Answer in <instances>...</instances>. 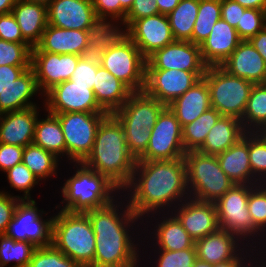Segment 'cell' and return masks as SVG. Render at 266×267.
<instances>
[{
  "label": "cell",
  "mask_w": 266,
  "mask_h": 267,
  "mask_svg": "<svg viewBox=\"0 0 266 267\" xmlns=\"http://www.w3.org/2000/svg\"><path fill=\"white\" fill-rule=\"evenodd\" d=\"M27 267H82L53 245L37 248Z\"/></svg>",
  "instance_id": "42"
},
{
  "label": "cell",
  "mask_w": 266,
  "mask_h": 267,
  "mask_svg": "<svg viewBox=\"0 0 266 267\" xmlns=\"http://www.w3.org/2000/svg\"><path fill=\"white\" fill-rule=\"evenodd\" d=\"M78 166H77V165ZM76 171L61 188L64 204L62 211L69 213H85L103 208L115 201L116 193L121 190L106 176L85 166L75 163ZM115 194V196H114Z\"/></svg>",
  "instance_id": "4"
},
{
  "label": "cell",
  "mask_w": 266,
  "mask_h": 267,
  "mask_svg": "<svg viewBox=\"0 0 266 267\" xmlns=\"http://www.w3.org/2000/svg\"><path fill=\"white\" fill-rule=\"evenodd\" d=\"M37 248L26 241H15L0 235V267L15 262L12 267H27Z\"/></svg>",
  "instance_id": "40"
},
{
  "label": "cell",
  "mask_w": 266,
  "mask_h": 267,
  "mask_svg": "<svg viewBox=\"0 0 266 267\" xmlns=\"http://www.w3.org/2000/svg\"><path fill=\"white\" fill-rule=\"evenodd\" d=\"M33 144L53 153L59 159L66 155L64 134L55 114L49 113L45 119H37Z\"/></svg>",
  "instance_id": "34"
},
{
  "label": "cell",
  "mask_w": 266,
  "mask_h": 267,
  "mask_svg": "<svg viewBox=\"0 0 266 267\" xmlns=\"http://www.w3.org/2000/svg\"><path fill=\"white\" fill-rule=\"evenodd\" d=\"M198 9L199 0H181L167 15L175 40L192 42V32Z\"/></svg>",
  "instance_id": "35"
},
{
  "label": "cell",
  "mask_w": 266,
  "mask_h": 267,
  "mask_svg": "<svg viewBox=\"0 0 266 267\" xmlns=\"http://www.w3.org/2000/svg\"><path fill=\"white\" fill-rule=\"evenodd\" d=\"M220 66L229 74L254 84L266 83V63L248 40H242Z\"/></svg>",
  "instance_id": "23"
},
{
  "label": "cell",
  "mask_w": 266,
  "mask_h": 267,
  "mask_svg": "<svg viewBox=\"0 0 266 267\" xmlns=\"http://www.w3.org/2000/svg\"><path fill=\"white\" fill-rule=\"evenodd\" d=\"M264 28L263 10L247 8L236 27L241 40H249Z\"/></svg>",
  "instance_id": "48"
},
{
  "label": "cell",
  "mask_w": 266,
  "mask_h": 267,
  "mask_svg": "<svg viewBox=\"0 0 266 267\" xmlns=\"http://www.w3.org/2000/svg\"><path fill=\"white\" fill-rule=\"evenodd\" d=\"M145 153L137 161H160L183 158L186 151L180 122L166 106L151 129Z\"/></svg>",
  "instance_id": "13"
},
{
  "label": "cell",
  "mask_w": 266,
  "mask_h": 267,
  "mask_svg": "<svg viewBox=\"0 0 266 267\" xmlns=\"http://www.w3.org/2000/svg\"><path fill=\"white\" fill-rule=\"evenodd\" d=\"M263 23L264 29H266V6L263 8Z\"/></svg>",
  "instance_id": "66"
},
{
  "label": "cell",
  "mask_w": 266,
  "mask_h": 267,
  "mask_svg": "<svg viewBox=\"0 0 266 267\" xmlns=\"http://www.w3.org/2000/svg\"><path fill=\"white\" fill-rule=\"evenodd\" d=\"M81 57L74 54L31 52L30 67L43 97L55 85L70 79Z\"/></svg>",
  "instance_id": "16"
},
{
  "label": "cell",
  "mask_w": 266,
  "mask_h": 267,
  "mask_svg": "<svg viewBox=\"0 0 266 267\" xmlns=\"http://www.w3.org/2000/svg\"><path fill=\"white\" fill-rule=\"evenodd\" d=\"M221 18V0H199L198 14L192 32V43L200 45Z\"/></svg>",
  "instance_id": "39"
},
{
  "label": "cell",
  "mask_w": 266,
  "mask_h": 267,
  "mask_svg": "<svg viewBox=\"0 0 266 267\" xmlns=\"http://www.w3.org/2000/svg\"><path fill=\"white\" fill-rule=\"evenodd\" d=\"M39 107L2 113L0 115V143L26 147L33 143Z\"/></svg>",
  "instance_id": "22"
},
{
  "label": "cell",
  "mask_w": 266,
  "mask_h": 267,
  "mask_svg": "<svg viewBox=\"0 0 266 267\" xmlns=\"http://www.w3.org/2000/svg\"><path fill=\"white\" fill-rule=\"evenodd\" d=\"M55 114L60 122L70 163H82L90 154L101 122L107 113L65 112Z\"/></svg>",
  "instance_id": "10"
},
{
  "label": "cell",
  "mask_w": 266,
  "mask_h": 267,
  "mask_svg": "<svg viewBox=\"0 0 266 267\" xmlns=\"http://www.w3.org/2000/svg\"><path fill=\"white\" fill-rule=\"evenodd\" d=\"M165 107L164 103L140 91L133 92L112 114L121 123L128 150L136 161L145 153L151 129Z\"/></svg>",
  "instance_id": "5"
},
{
  "label": "cell",
  "mask_w": 266,
  "mask_h": 267,
  "mask_svg": "<svg viewBox=\"0 0 266 267\" xmlns=\"http://www.w3.org/2000/svg\"><path fill=\"white\" fill-rule=\"evenodd\" d=\"M256 134H258L264 141H266V122L263 123L256 131Z\"/></svg>",
  "instance_id": "62"
},
{
  "label": "cell",
  "mask_w": 266,
  "mask_h": 267,
  "mask_svg": "<svg viewBox=\"0 0 266 267\" xmlns=\"http://www.w3.org/2000/svg\"><path fill=\"white\" fill-rule=\"evenodd\" d=\"M252 46L260 53L266 63V29H262L255 36L248 40Z\"/></svg>",
  "instance_id": "56"
},
{
  "label": "cell",
  "mask_w": 266,
  "mask_h": 267,
  "mask_svg": "<svg viewBox=\"0 0 266 267\" xmlns=\"http://www.w3.org/2000/svg\"><path fill=\"white\" fill-rule=\"evenodd\" d=\"M248 211L253 224L261 231L266 232V184L256 185L250 192L247 201ZM265 231V232H264Z\"/></svg>",
  "instance_id": "44"
},
{
  "label": "cell",
  "mask_w": 266,
  "mask_h": 267,
  "mask_svg": "<svg viewBox=\"0 0 266 267\" xmlns=\"http://www.w3.org/2000/svg\"><path fill=\"white\" fill-rule=\"evenodd\" d=\"M33 199H20L4 235L15 241H26L36 248L52 245L54 216L43 219Z\"/></svg>",
  "instance_id": "11"
},
{
  "label": "cell",
  "mask_w": 266,
  "mask_h": 267,
  "mask_svg": "<svg viewBox=\"0 0 266 267\" xmlns=\"http://www.w3.org/2000/svg\"><path fill=\"white\" fill-rule=\"evenodd\" d=\"M117 202L118 200L115 199L103 208L85 212L95 234L94 262L90 267H136L140 265L138 252L141 251H139L138 244H134L135 240L133 241L134 238L130 235L132 232L129 229L132 226L135 230L133 224L135 225L141 219L131 210L128 201L125 203L121 200L119 204Z\"/></svg>",
  "instance_id": "2"
},
{
  "label": "cell",
  "mask_w": 266,
  "mask_h": 267,
  "mask_svg": "<svg viewBox=\"0 0 266 267\" xmlns=\"http://www.w3.org/2000/svg\"><path fill=\"white\" fill-rule=\"evenodd\" d=\"M239 3L242 7L250 9H259L263 10L266 6V0H233Z\"/></svg>",
  "instance_id": "59"
},
{
  "label": "cell",
  "mask_w": 266,
  "mask_h": 267,
  "mask_svg": "<svg viewBox=\"0 0 266 267\" xmlns=\"http://www.w3.org/2000/svg\"><path fill=\"white\" fill-rule=\"evenodd\" d=\"M19 200V195L12 196L5 191H0V235L5 233Z\"/></svg>",
  "instance_id": "51"
},
{
  "label": "cell",
  "mask_w": 266,
  "mask_h": 267,
  "mask_svg": "<svg viewBox=\"0 0 266 267\" xmlns=\"http://www.w3.org/2000/svg\"><path fill=\"white\" fill-rule=\"evenodd\" d=\"M260 258H261V259H260ZM260 258H258V259H259V260H258V259H256V257H255V258L253 257V259H251V261H249L248 264L245 265L244 267H252V266L255 265V264H256L255 267H257V266H258V267H266V262H263V261H264L263 258H266V257H265V256H264V257L261 256ZM254 259H255V260H254ZM257 260H258V262H257ZM261 260H262V261H261ZM255 261H256V262H255ZM260 261H261L262 264L260 263ZM251 262H252V263H251ZM254 262H255V263H254ZM250 263H251V264H250ZM258 263H259L260 265H259ZM257 264H258V265H257ZM253 267H254V266H253Z\"/></svg>",
  "instance_id": "61"
},
{
  "label": "cell",
  "mask_w": 266,
  "mask_h": 267,
  "mask_svg": "<svg viewBox=\"0 0 266 267\" xmlns=\"http://www.w3.org/2000/svg\"><path fill=\"white\" fill-rule=\"evenodd\" d=\"M22 1L33 2V3H41V4H44V5L48 6L52 0H22Z\"/></svg>",
  "instance_id": "65"
},
{
  "label": "cell",
  "mask_w": 266,
  "mask_h": 267,
  "mask_svg": "<svg viewBox=\"0 0 266 267\" xmlns=\"http://www.w3.org/2000/svg\"><path fill=\"white\" fill-rule=\"evenodd\" d=\"M52 245L82 267H90L94 262L95 234L89 217L60 210L54 215Z\"/></svg>",
  "instance_id": "6"
},
{
  "label": "cell",
  "mask_w": 266,
  "mask_h": 267,
  "mask_svg": "<svg viewBox=\"0 0 266 267\" xmlns=\"http://www.w3.org/2000/svg\"><path fill=\"white\" fill-rule=\"evenodd\" d=\"M120 1V4H121V7L126 11L128 12L130 9H131V6L134 2V0H119Z\"/></svg>",
  "instance_id": "63"
},
{
  "label": "cell",
  "mask_w": 266,
  "mask_h": 267,
  "mask_svg": "<svg viewBox=\"0 0 266 267\" xmlns=\"http://www.w3.org/2000/svg\"><path fill=\"white\" fill-rule=\"evenodd\" d=\"M23 152L24 147L0 143V170L6 172L22 163Z\"/></svg>",
  "instance_id": "53"
},
{
  "label": "cell",
  "mask_w": 266,
  "mask_h": 267,
  "mask_svg": "<svg viewBox=\"0 0 266 267\" xmlns=\"http://www.w3.org/2000/svg\"><path fill=\"white\" fill-rule=\"evenodd\" d=\"M222 115L214 108L201 114L182 128L185 151H196L205 141L208 132Z\"/></svg>",
  "instance_id": "37"
},
{
  "label": "cell",
  "mask_w": 266,
  "mask_h": 267,
  "mask_svg": "<svg viewBox=\"0 0 266 267\" xmlns=\"http://www.w3.org/2000/svg\"><path fill=\"white\" fill-rule=\"evenodd\" d=\"M221 169L237 185L261 184L253 176L249 161L248 132L236 144L216 155Z\"/></svg>",
  "instance_id": "27"
},
{
  "label": "cell",
  "mask_w": 266,
  "mask_h": 267,
  "mask_svg": "<svg viewBox=\"0 0 266 267\" xmlns=\"http://www.w3.org/2000/svg\"><path fill=\"white\" fill-rule=\"evenodd\" d=\"M192 267H212V264L207 263L197 258L194 264L192 265Z\"/></svg>",
  "instance_id": "64"
},
{
  "label": "cell",
  "mask_w": 266,
  "mask_h": 267,
  "mask_svg": "<svg viewBox=\"0 0 266 267\" xmlns=\"http://www.w3.org/2000/svg\"><path fill=\"white\" fill-rule=\"evenodd\" d=\"M247 251L250 252L248 247L237 258L223 262V263L212 264V267H244L246 264H248L247 262L251 261L250 259H247V257L248 258L253 257V254H250Z\"/></svg>",
  "instance_id": "57"
},
{
  "label": "cell",
  "mask_w": 266,
  "mask_h": 267,
  "mask_svg": "<svg viewBox=\"0 0 266 267\" xmlns=\"http://www.w3.org/2000/svg\"><path fill=\"white\" fill-rule=\"evenodd\" d=\"M242 40L236 28L220 18L209 36L200 44L201 56L209 66H220L238 47Z\"/></svg>",
  "instance_id": "25"
},
{
  "label": "cell",
  "mask_w": 266,
  "mask_h": 267,
  "mask_svg": "<svg viewBox=\"0 0 266 267\" xmlns=\"http://www.w3.org/2000/svg\"><path fill=\"white\" fill-rule=\"evenodd\" d=\"M30 66H0V93L10 88L15 79L21 76Z\"/></svg>",
  "instance_id": "55"
},
{
  "label": "cell",
  "mask_w": 266,
  "mask_h": 267,
  "mask_svg": "<svg viewBox=\"0 0 266 267\" xmlns=\"http://www.w3.org/2000/svg\"><path fill=\"white\" fill-rule=\"evenodd\" d=\"M98 58L100 65L126 84L133 92L143 91L146 58L130 38L119 46L105 50Z\"/></svg>",
  "instance_id": "12"
},
{
  "label": "cell",
  "mask_w": 266,
  "mask_h": 267,
  "mask_svg": "<svg viewBox=\"0 0 266 267\" xmlns=\"http://www.w3.org/2000/svg\"><path fill=\"white\" fill-rule=\"evenodd\" d=\"M6 175L11 188L24 192L23 196H19V199H32L30 191L39 183V180L27 166L23 163L17 164L6 171Z\"/></svg>",
  "instance_id": "45"
},
{
  "label": "cell",
  "mask_w": 266,
  "mask_h": 267,
  "mask_svg": "<svg viewBox=\"0 0 266 267\" xmlns=\"http://www.w3.org/2000/svg\"><path fill=\"white\" fill-rule=\"evenodd\" d=\"M183 128L211 108L210 90L204 77L169 105Z\"/></svg>",
  "instance_id": "28"
},
{
  "label": "cell",
  "mask_w": 266,
  "mask_h": 267,
  "mask_svg": "<svg viewBox=\"0 0 266 267\" xmlns=\"http://www.w3.org/2000/svg\"><path fill=\"white\" fill-rule=\"evenodd\" d=\"M247 8L233 0H221V18L236 28Z\"/></svg>",
  "instance_id": "54"
},
{
  "label": "cell",
  "mask_w": 266,
  "mask_h": 267,
  "mask_svg": "<svg viewBox=\"0 0 266 267\" xmlns=\"http://www.w3.org/2000/svg\"><path fill=\"white\" fill-rule=\"evenodd\" d=\"M248 152L253 176L266 184V141L255 132H248Z\"/></svg>",
  "instance_id": "41"
},
{
  "label": "cell",
  "mask_w": 266,
  "mask_h": 267,
  "mask_svg": "<svg viewBox=\"0 0 266 267\" xmlns=\"http://www.w3.org/2000/svg\"><path fill=\"white\" fill-rule=\"evenodd\" d=\"M44 96V109L49 113H106L96 101L91 86L76 85L70 80L55 85Z\"/></svg>",
  "instance_id": "15"
},
{
  "label": "cell",
  "mask_w": 266,
  "mask_h": 267,
  "mask_svg": "<svg viewBox=\"0 0 266 267\" xmlns=\"http://www.w3.org/2000/svg\"><path fill=\"white\" fill-rule=\"evenodd\" d=\"M106 176L121 191L130 183L136 165L121 123L109 114L98 127L90 154L82 162Z\"/></svg>",
  "instance_id": "3"
},
{
  "label": "cell",
  "mask_w": 266,
  "mask_h": 267,
  "mask_svg": "<svg viewBox=\"0 0 266 267\" xmlns=\"http://www.w3.org/2000/svg\"><path fill=\"white\" fill-rule=\"evenodd\" d=\"M170 212L178 218L195 242L220 228L215 202L189 197Z\"/></svg>",
  "instance_id": "19"
},
{
  "label": "cell",
  "mask_w": 266,
  "mask_h": 267,
  "mask_svg": "<svg viewBox=\"0 0 266 267\" xmlns=\"http://www.w3.org/2000/svg\"><path fill=\"white\" fill-rule=\"evenodd\" d=\"M95 14L116 18L123 22L127 12L121 7L119 0H92Z\"/></svg>",
  "instance_id": "52"
},
{
  "label": "cell",
  "mask_w": 266,
  "mask_h": 267,
  "mask_svg": "<svg viewBox=\"0 0 266 267\" xmlns=\"http://www.w3.org/2000/svg\"><path fill=\"white\" fill-rule=\"evenodd\" d=\"M93 91L99 106L107 114L115 113L133 93L126 84L100 65V62L98 63Z\"/></svg>",
  "instance_id": "29"
},
{
  "label": "cell",
  "mask_w": 266,
  "mask_h": 267,
  "mask_svg": "<svg viewBox=\"0 0 266 267\" xmlns=\"http://www.w3.org/2000/svg\"><path fill=\"white\" fill-rule=\"evenodd\" d=\"M60 159L40 146L29 144L24 147L22 163L37 177L39 181L57 176ZM56 174V175H55Z\"/></svg>",
  "instance_id": "36"
},
{
  "label": "cell",
  "mask_w": 266,
  "mask_h": 267,
  "mask_svg": "<svg viewBox=\"0 0 266 267\" xmlns=\"http://www.w3.org/2000/svg\"><path fill=\"white\" fill-rule=\"evenodd\" d=\"M205 72L146 69L143 91L168 106L198 82L205 75Z\"/></svg>",
  "instance_id": "14"
},
{
  "label": "cell",
  "mask_w": 266,
  "mask_h": 267,
  "mask_svg": "<svg viewBox=\"0 0 266 267\" xmlns=\"http://www.w3.org/2000/svg\"><path fill=\"white\" fill-rule=\"evenodd\" d=\"M159 14L155 0H134L123 21L130 26L135 20Z\"/></svg>",
  "instance_id": "50"
},
{
  "label": "cell",
  "mask_w": 266,
  "mask_h": 267,
  "mask_svg": "<svg viewBox=\"0 0 266 267\" xmlns=\"http://www.w3.org/2000/svg\"><path fill=\"white\" fill-rule=\"evenodd\" d=\"M207 67L200 45L190 41L175 40L146 59V69L206 71Z\"/></svg>",
  "instance_id": "17"
},
{
  "label": "cell",
  "mask_w": 266,
  "mask_h": 267,
  "mask_svg": "<svg viewBox=\"0 0 266 267\" xmlns=\"http://www.w3.org/2000/svg\"><path fill=\"white\" fill-rule=\"evenodd\" d=\"M241 122L246 132H255L266 122V83L252 87Z\"/></svg>",
  "instance_id": "38"
},
{
  "label": "cell",
  "mask_w": 266,
  "mask_h": 267,
  "mask_svg": "<svg viewBox=\"0 0 266 267\" xmlns=\"http://www.w3.org/2000/svg\"><path fill=\"white\" fill-rule=\"evenodd\" d=\"M98 63V57L82 56L69 80L75 82L76 85L91 86V89H93Z\"/></svg>",
  "instance_id": "47"
},
{
  "label": "cell",
  "mask_w": 266,
  "mask_h": 267,
  "mask_svg": "<svg viewBox=\"0 0 266 267\" xmlns=\"http://www.w3.org/2000/svg\"><path fill=\"white\" fill-rule=\"evenodd\" d=\"M245 133L241 120L231 116H221L196 151L205 155H217L236 144Z\"/></svg>",
  "instance_id": "31"
},
{
  "label": "cell",
  "mask_w": 266,
  "mask_h": 267,
  "mask_svg": "<svg viewBox=\"0 0 266 267\" xmlns=\"http://www.w3.org/2000/svg\"><path fill=\"white\" fill-rule=\"evenodd\" d=\"M17 0H0V15L10 13Z\"/></svg>",
  "instance_id": "60"
},
{
  "label": "cell",
  "mask_w": 266,
  "mask_h": 267,
  "mask_svg": "<svg viewBox=\"0 0 266 267\" xmlns=\"http://www.w3.org/2000/svg\"><path fill=\"white\" fill-rule=\"evenodd\" d=\"M129 38L146 59L175 41L167 15L160 13L135 20L129 26Z\"/></svg>",
  "instance_id": "18"
},
{
  "label": "cell",
  "mask_w": 266,
  "mask_h": 267,
  "mask_svg": "<svg viewBox=\"0 0 266 267\" xmlns=\"http://www.w3.org/2000/svg\"><path fill=\"white\" fill-rule=\"evenodd\" d=\"M48 24L87 31L96 16L92 0H52L47 6Z\"/></svg>",
  "instance_id": "20"
},
{
  "label": "cell",
  "mask_w": 266,
  "mask_h": 267,
  "mask_svg": "<svg viewBox=\"0 0 266 267\" xmlns=\"http://www.w3.org/2000/svg\"><path fill=\"white\" fill-rule=\"evenodd\" d=\"M0 39L9 42L28 43L23 38L20 27L11 12L0 15Z\"/></svg>",
  "instance_id": "49"
},
{
  "label": "cell",
  "mask_w": 266,
  "mask_h": 267,
  "mask_svg": "<svg viewBox=\"0 0 266 267\" xmlns=\"http://www.w3.org/2000/svg\"><path fill=\"white\" fill-rule=\"evenodd\" d=\"M32 46L0 39V66H30Z\"/></svg>",
  "instance_id": "43"
},
{
  "label": "cell",
  "mask_w": 266,
  "mask_h": 267,
  "mask_svg": "<svg viewBox=\"0 0 266 267\" xmlns=\"http://www.w3.org/2000/svg\"><path fill=\"white\" fill-rule=\"evenodd\" d=\"M156 267H192L197 259L196 246L184 250H158Z\"/></svg>",
  "instance_id": "46"
},
{
  "label": "cell",
  "mask_w": 266,
  "mask_h": 267,
  "mask_svg": "<svg viewBox=\"0 0 266 267\" xmlns=\"http://www.w3.org/2000/svg\"><path fill=\"white\" fill-rule=\"evenodd\" d=\"M160 14L168 15L181 0H155Z\"/></svg>",
  "instance_id": "58"
},
{
  "label": "cell",
  "mask_w": 266,
  "mask_h": 267,
  "mask_svg": "<svg viewBox=\"0 0 266 267\" xmlns=\"http://www.w3.org/2000/svg\"><path fill=\"white\" fill-rule=\"evenodd\" d=\"M11 13L16 19L23 38L35 47L48 25L47 6L41 3L17 0Z\"/></svg>",
  "instance_id": "30"
},
{
  "label": "cell",
  "mask_w": 266,
  "mask_h": 267,
  "mask_svg": "<svg viewBox=\"0 0 266 267\" xmlns=\"http://www.w3.org/2000/svg\"><path fill=\"white\" fill-rule=\"evenodd\" d=\"M255 186L256 185L235 184L215 202L220 228L238 235L243 242L248 241L247 243L248 246H250V253L253 254L255 253L252 251H258L256 250L257 246L254 247L253 244L256 245L258 243L260 245V242H253L254 238L252 239L251 237H265L266 240V236H262L260 234L261 231L253 224L248 211L247 201L249 198V192ZM250 239L253 242L252 244L249 243Z\"/></svg>",
  "instance_id": "9"
},
{
  "label": "cell",
  "mask_w": 266,
  "mask_h": 267,
  "mask_svg": "<svg viewBox=\"0 0 266 267\" xmlns=\"http://www.w3.org/2000/svg\"><path fill=\"white\" fill-rule=\"evenodd\" d=\"M203 77L210 90L211 108L241 120L254 83L229 74L221 66L207 67Z\"/></svg>",
  "instance_id": "8"
},
{
  "label": "cell",
  "mask_w": 266,
  "mask_h": 267,
  "mask_svg": "<svg viewBox=\"0 0 266 267\" xmlns=\"http://www.w3.org/2000/svg\"><path fill=\"white\" fill-rule=\"evenodd\" d=\"M167 214L168 217L166 214L164 215L166 218L161 216L162 220H160V223L159 221H156L157 225H155L154 229H152V234L155 236L154 238L157 239L154 240L156 241V245H154L155 248L158 247L159 249L157 250L169 251L193 248L195 246V241L183 228L178 218L172 212L171 214Z\"/></svg>",
  "instance_id": "33"
},
{
  "label": "cell",
  "mask_w": 266,
  "mask_h": 267,
  "mask_svg": "<svg viewBox=\"0 0 266 267\" xmlns=\"http://www.w3.org/2000/svg\"><path fill=\"white\" fill-rule=\"evenodd\" d=\"M242 241L238 235L219 228L195 242L197 258L210 264L235 259L246 247H249L247 243L244 244L245 242Z\"/></svg>",
  "instance_id": "21"
},
{
  "label": "cell",
  "mask_w": 266,
  "mask_h": 267,
  "mask_svg": "<svg viewBox=\"0 0 266 267\" xmlns=\"http://www.w3.org/2000/svg\"><path fill=\"white\" fill-rule=\"evenodd\" d=\"M88 49L87 31L62 29L48 24L40 42L32 48L31 52L85 56Z\"/></svg>",
  "instance_id": "24"
},
{
  "label": "cell",
  "mask_w": 266,
  "mask_h": 267,
  "mask_svg": "<svg viewBox=\"0 0 266 267\" xmlns=\"http://www.w3.org/2000/svg\"><path fill=\"white\" fill-rule=\"evenodd\" d=\"M38 91L42 95L34 71L29 67L10 88L0 93V114L35 107L31 99Z\"/></svg>",
  "instance_id": "32"
},
{
  "label": "cell",
  "mask_w": 266,
  "mask_h": 267,
  "mask_svg": "<svg viewBox=\"0 0 266 267\" xmlns=\"http://www.w3.org/2000/svg\"><path fill=\"white\" fill-rule=\"evenodd\" d=\"M108 18L96 15L92 19L87 30L89 46L87 55L99 57L105 50L119 46L129 38V26L126 23H120V20L116 18H109V21ZM121 24L124 26V30L122 26H118Z\"/></svg>",
  "instance_id": "26"
},
{
  "label": "cell",
  "mask_w": 266,
  "mask_h": 267,
  "mask_svg": "<svg viewBox=\"0 0 266 267\" xmlns=\"http://www.w3.org/2000/svg\"><path fill=\"white\" fill-rule=\"evenodd\" d=\"M184 158L190 198L216 202L235 185L221 169L216 155L187 151Z\"/></svg>",
  "instance_id": "7"
},
{
  "label": "cell",
  "mask_w": 266,
  "mask_h": 267,
  "mask_svg": "<svg viewBox=\"0 0 266 267\" xmlns=\"http://www.w3.org/2000/svg\"><path fill=\"white\" fill-rule=\"evenodd\" d=\"M124 191L130 196L123 200L128 199L125 201L140 219L151 212L154 216L158 212L162 214L160 212L166 207L170 208L167 212L173 210L189 198L185 158L136 161L132 178L123 189V194Z\"/></svg>",
  "instance_id": "1"
}]
</instances>
